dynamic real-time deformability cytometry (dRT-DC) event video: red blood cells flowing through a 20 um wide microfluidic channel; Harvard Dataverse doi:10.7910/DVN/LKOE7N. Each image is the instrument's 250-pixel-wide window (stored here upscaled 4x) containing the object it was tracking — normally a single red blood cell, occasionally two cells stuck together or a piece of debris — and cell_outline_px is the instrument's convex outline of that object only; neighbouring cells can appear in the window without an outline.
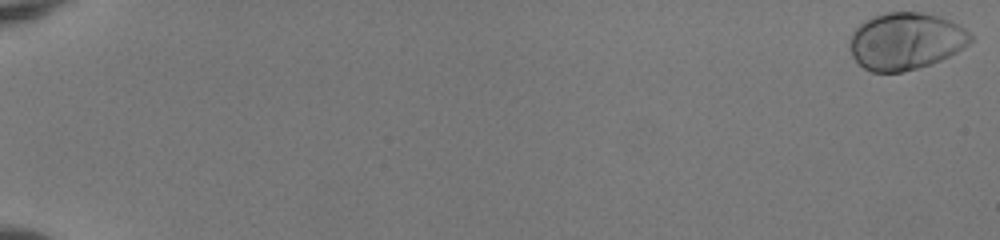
{"species": "human", "species_latin": "Homo sapiens", "temperature_condition": "room temperature", "stored_images_in_passage": 54, "camera_frame_rate_fps": 3000, "um_per_image_px": 0.085, "donor": {"sex": "female"}, "frame": {"image": 1, "passage_image": 1, "time_ms": 0.0, "image_size_px": [1000, 240], "cell_outline_px": [[972, 40], [968, 44], [956, 52], [940, 60], [916, 68], [900, 72], [872, 72], [864, 68], [852, 56], [848, 44], [852, 32], [864, 20], [888, 12], [920, 12], [940, 16], [964, 28], [972, 36]], "centroid_in_image_um": [76.95, 3.49], "position_along_channel_um": 8.0, "area_um2": 39.88}}
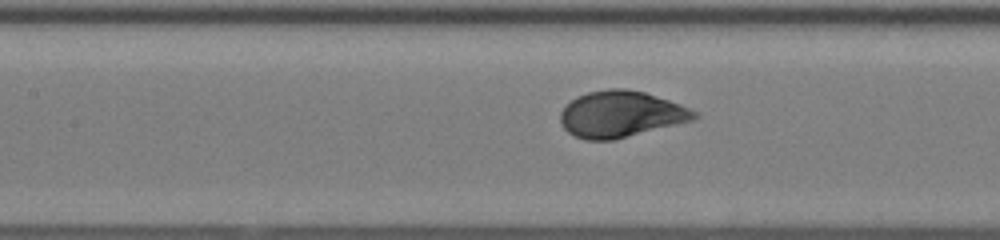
{"frame": {"image": 2, "passage_image": 28, "time_ms": 9.0, "image_size_px": [1000, 240], "cell_outline_px": [[700, 116], [692, 120], [612, 140], [584, 140], [568, 132], [564, 128], [560, 120], [560, 112], [564, 104], [576, 96], [588, 92], [608, 88], [628, 88], [644, 92], [680, 104], [700, 112]], "centroid_in_image_um": [52.74, 9.68], "position_along_channel_um": 154.7, "area_um2": 36.18}}
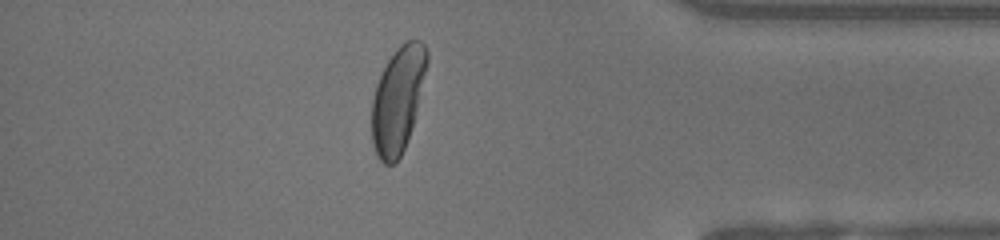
{"frame": {"image": 3, "passage_image": 48, "time_ms": 15.667, "image_size_px": [1000, 240], "cell_outline_px": [[428, 60], [412, 124], [404, 148], [400, 156], [392, 164], [384, 164], [376, 156], [372, 144], [372, 100], [376, 84], [388, 60], [396, 48], [404, 40], [420, 40], [424, 44], [428, 52]], "centroid_in_image_um": [33.79, 8.45], "position_along_channel_um": 401.4, "area_um2": 33.41}, "authors_computed_cell_mechanics": {"area_um2": 36.4429, "velocity_mm_per_s": 4.0044, "shape_relaxation_time_tau1_ms": 2.1718, "shape_relaxation_time_tau2_ms": null, "deformation_change_tau1": 0.1566, "deformation_change_tau2": null}}